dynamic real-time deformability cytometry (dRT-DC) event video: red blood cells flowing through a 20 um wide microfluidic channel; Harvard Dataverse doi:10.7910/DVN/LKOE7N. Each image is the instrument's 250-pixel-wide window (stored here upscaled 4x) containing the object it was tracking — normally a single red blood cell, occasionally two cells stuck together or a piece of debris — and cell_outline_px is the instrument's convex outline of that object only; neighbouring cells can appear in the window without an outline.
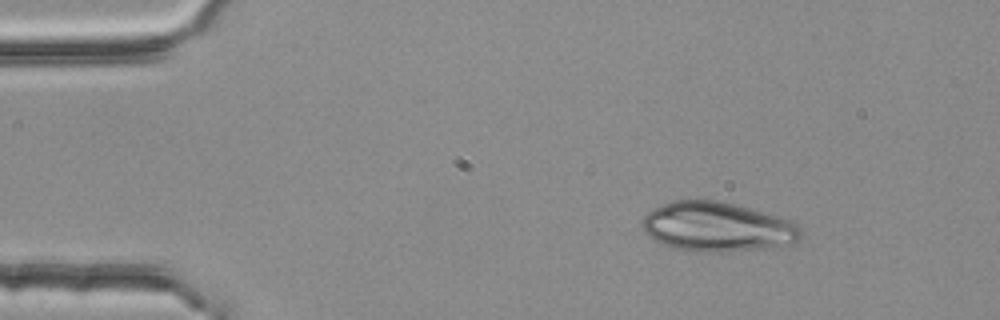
{"species": "common noctule bat (a hibernating species)", "species_latin": "Nyctalus noctula", "temperature_condition": "room temperature", "stored_images_in_passage": 3, "camera_frame_rate_fps": 3000, "um_per_image_px": 0.085, "animal": {"sex": "female", "body_mass_g": 25.1}, "frame": {"image": 1, "passage_image": 1, "time_ms": 0.0, "image_size_px": [1000, 320], "cell_outline_px": [[804, 232], [800, 240], [792, 244], [776, 248], [724, 252], [692, 252], [672, 248], [660, 244], [648, 236], [644, 232], [640, 224], [644, 216], [648, 212], [672, 200], [716, 200], [748, 208], [792, 220]], "centroid_in_image_um": [60.98, 19.32], "position_along_channel_um": 24.0, "area_um2": 46.41}}